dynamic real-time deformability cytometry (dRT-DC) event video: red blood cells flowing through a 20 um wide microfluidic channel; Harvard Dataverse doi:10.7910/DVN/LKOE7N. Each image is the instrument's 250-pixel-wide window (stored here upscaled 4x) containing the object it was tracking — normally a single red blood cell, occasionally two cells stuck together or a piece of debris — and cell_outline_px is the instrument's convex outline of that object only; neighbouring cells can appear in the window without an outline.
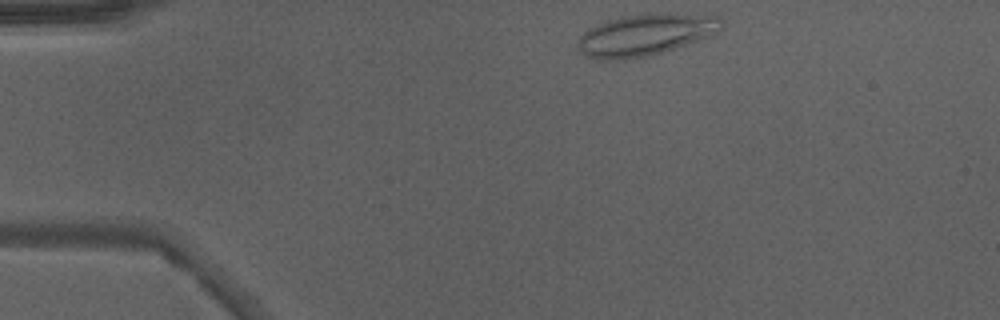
{"species": "Egyptian fruit bat (a non-hibernating species)", "species_latin": "Rousettus aegyptiacus", "temperature_condition": "warm", "stored_images_in_passage": 40, "camera_frame_rate_fps": 3000, "um_per_image_px": 0.085, "animal": {"sex": "male"}, "frame": {"image": 1, "passage_image": 1, "time_ms": 0.0, "image_size_px": [1000, 320], "cell_outline_px": [[720, 28], [716, 32], [708, 36], [676, 48], [644, 56], [624, 60], [600, 60], [588, 56], [580, 52], [576, 44], [580, 36], [588, 28], [596, 24], [620, 16], [720, 16]], "centroid_in_image_um": [54.71, 3.02], "position_along_channel_um": 30.3, "area_um2": 33.35}}
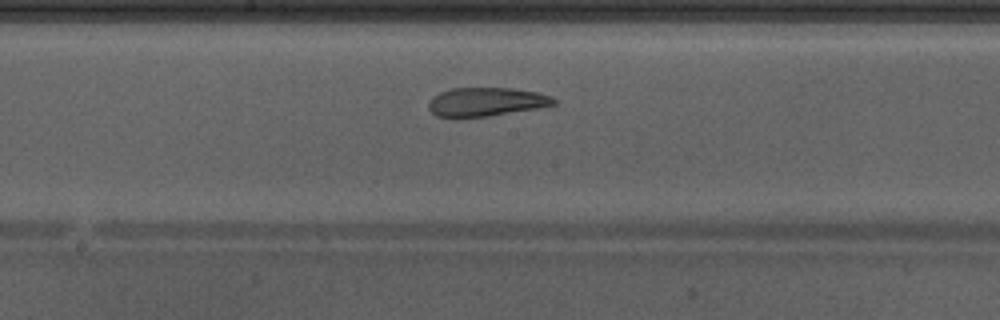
{"frame": {"image": 2, "passage_image": 18, "time_ms": 5.667, "image_size_px": [1000, 320], "cell_outline_px": [[556, 104], [536, 108], [488, 116], [456, 120], [436, 116], [428, 108], [428, 100], [432, 96], [440, 92], [452, 88], [512, 88], [536, 92], [552, 96], [556, 100]], "centroid_in_image_um": [41.23, 8.68], "position_along_channel_um": 207.0, "area_um2": 21.44}, "authors_computed_cell_mechanics": {"area_um2": 23.987, "velocity_mm_per_s": 4.2503, "shape_relaxation_time_tau1_ms": null, "shape_relaxation_time_tau2_ms": 2.1794, "deformation_change_tau1": null, "deformation_change_tau2": 0.0645}}